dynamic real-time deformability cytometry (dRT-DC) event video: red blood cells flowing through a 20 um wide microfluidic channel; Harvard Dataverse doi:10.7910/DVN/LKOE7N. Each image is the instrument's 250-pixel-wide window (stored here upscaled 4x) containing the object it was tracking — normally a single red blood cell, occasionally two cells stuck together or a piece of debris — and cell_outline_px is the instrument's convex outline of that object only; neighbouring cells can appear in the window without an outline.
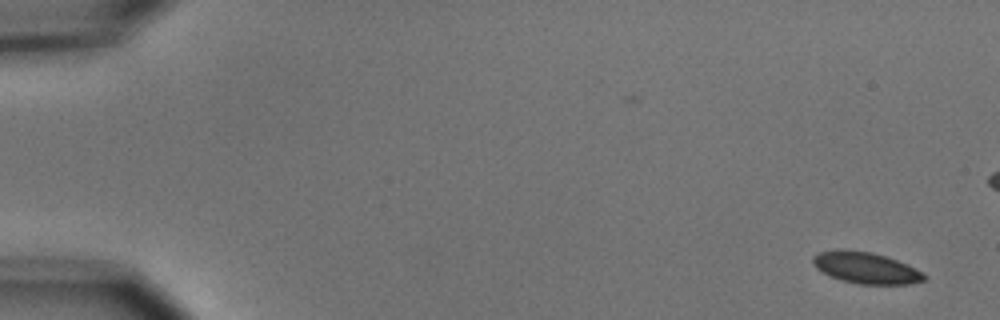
{"species": "common noctule bat (a hibernating species)", "species_latin": "Nyctalus noctula", "temperature_condition": "cold", "stored_images_in_passage": 2, "camera_frame_rate_fps": 3000, "um_per_image_px": 0.085, "animal": {"sex": "male", "body_mass_g": 15.6}, "frame": {"image": 1, "passage_image": 2, "time_ms": 1.0, "image_size_px": [1000, 320], "cell_outline_px": [[928, 276], [924, 280], [908, 284], [856, 284], [840, 280], [816, 268], [812, 264], [812, 256], [820, 252], [836, 248], [844, 248], [872, 252], [896, 260], [924, 272]], "centroid_in_image_um": [73.57, 22.75], "position_along_channel_um": 11.4, "area_um2": 20.52}}